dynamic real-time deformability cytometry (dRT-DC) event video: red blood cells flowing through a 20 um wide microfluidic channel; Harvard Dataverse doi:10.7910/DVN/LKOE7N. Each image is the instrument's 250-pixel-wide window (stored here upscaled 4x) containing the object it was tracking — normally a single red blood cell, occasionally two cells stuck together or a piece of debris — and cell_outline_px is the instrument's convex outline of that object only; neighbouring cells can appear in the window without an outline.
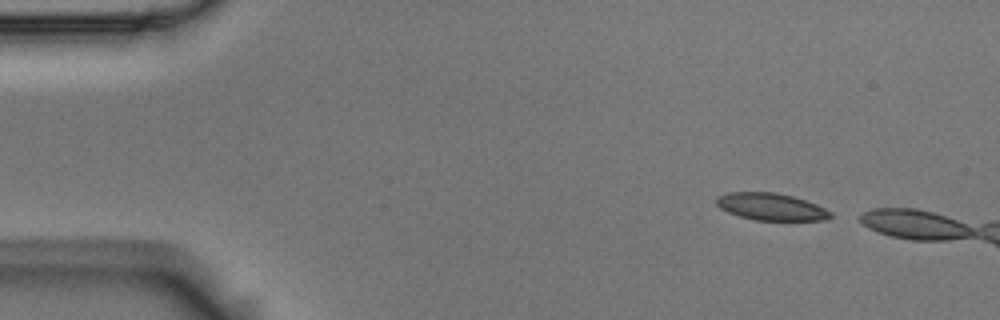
{"species": "Egyptian fruit bat (a non-hibernating species)", "species_latin": "Rousettus aegyptiacus", "temperature_condition": "room temperature", "stored_images_in_passage": 6, "camera_frame_rate_fps": 3000, "um_per_image_px": 0.085, "animal": {"sex": "male"}, "frame": {"image": 1, "passage_image": 1, "time_ms": 0.0, "image_size_px": [1000, 320], "cell_outline_px": [[832, 216], [828, 220], [756, 220], [740, 216], [728, 212], [720, 208], [716, 204], [716, 196], [728, 192], [776, 192], [792, 196], [816, 204], [832, 212]], "centroid_in_image_um": [65.53, 17.57], "position_along_channel_um": 19.5, "area_um2": 18.03}}